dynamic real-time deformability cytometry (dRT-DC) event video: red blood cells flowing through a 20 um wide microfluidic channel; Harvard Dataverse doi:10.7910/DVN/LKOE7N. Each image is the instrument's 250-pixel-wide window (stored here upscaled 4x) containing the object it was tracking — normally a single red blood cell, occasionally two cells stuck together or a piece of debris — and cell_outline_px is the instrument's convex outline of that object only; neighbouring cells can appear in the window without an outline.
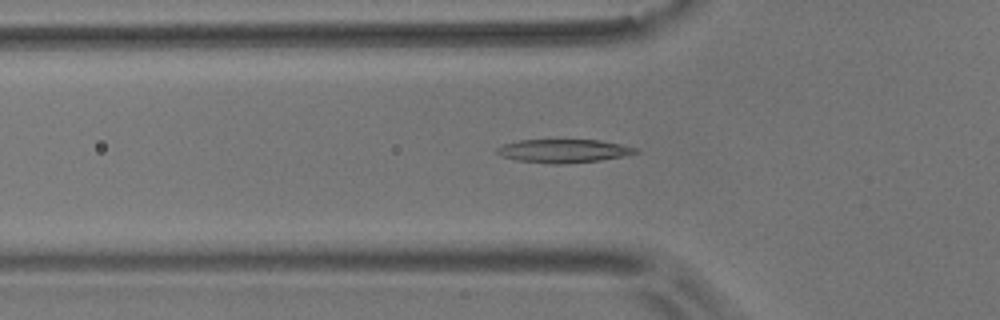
{"species": "common noctule bat (a hibernating species)", "species_latin": "Nyctalus noctula", "temperature_condition": "room temperature", "stored_images_in_passage": 10, "camera_frame_rate_fps": 3000, "um_per_image_px": 0.085, "animal": {"sex": "male", "body_mass_g": 17.9}, "frame": {"image": 1, "passage_image": 4, "time_ms": 1.0, "image_size_px": [1000, 320], "cell_outline_px": [[640, 152], [624, 156], [600, 160], [560, 164], [552, 164], [516, 160], [504, 156], [496, 152], [496, 148], [504, 144], [520, 140], [600, 140], [620, 144], [636, 148]], "centroid_in_image_um": [47.92, 12.83], "position_along_channel_um": 77.9, "area_um2": 18.73}}
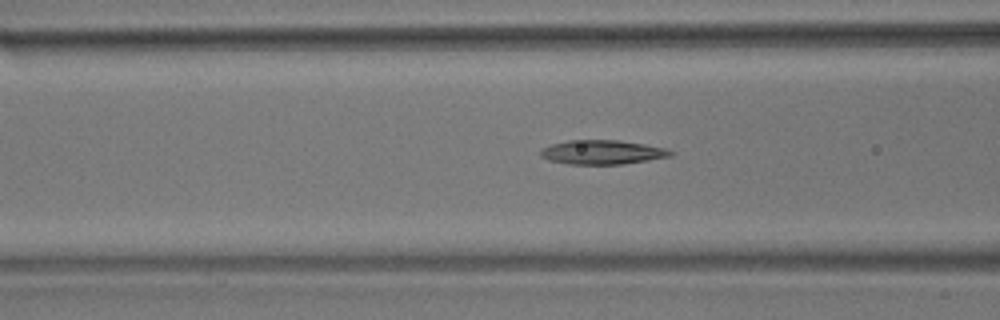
{"frame": {"image": 2, "passage_image": 7, "time_ms": 2.0, "image_size_px": [1000, 320], "cell_outline_px": [[676, 152], [672, 156], [648, 160], [620, 164], [568, 164], [548, 160], [540, 156], [540, 148], [552, 144], [568, 140], [620, 140], [644, 144], [664, 148]], "centroid_in_image_um": [51.17, 12.93], "position_along_channel_um": 115.4, "area_um2": 18.38}}